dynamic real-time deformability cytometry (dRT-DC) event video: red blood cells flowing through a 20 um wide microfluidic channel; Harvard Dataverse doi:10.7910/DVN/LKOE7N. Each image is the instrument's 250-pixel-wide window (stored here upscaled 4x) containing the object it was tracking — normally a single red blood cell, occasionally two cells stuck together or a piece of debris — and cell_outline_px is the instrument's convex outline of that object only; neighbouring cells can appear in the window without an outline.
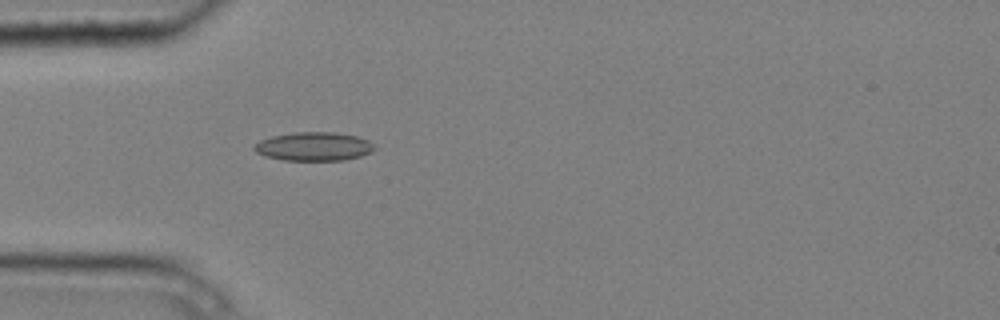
{"species": "common noctule bat (a hibernating species)", "species_latin": "Nyctalus noctula", "temperature_condition": "cold", "stored_images_in_passage": 4, "camera_frame_rate_fps": 3000, "um_per_image_px": 0.085, "animal": {"sex": "male", "body_mass_g": 20.4}, "frame": {"image": 1, "passage_image": 4, "time_ms": 1.0, "image_size_px": [1000, 320], "cell_outline_px": [[376, 148], [372, 152], [360, 156], [344, 160], [284, 160], [264, 156], [256, 152], [252, 148], [260, 140], [272, 136], [292, 132], [336, 132], [360, 136], [368, 140]], "centroid_in_image_um": [26.69, 12.44], "position_along_channel_um": 58.3, "area_um2": 20.23}}